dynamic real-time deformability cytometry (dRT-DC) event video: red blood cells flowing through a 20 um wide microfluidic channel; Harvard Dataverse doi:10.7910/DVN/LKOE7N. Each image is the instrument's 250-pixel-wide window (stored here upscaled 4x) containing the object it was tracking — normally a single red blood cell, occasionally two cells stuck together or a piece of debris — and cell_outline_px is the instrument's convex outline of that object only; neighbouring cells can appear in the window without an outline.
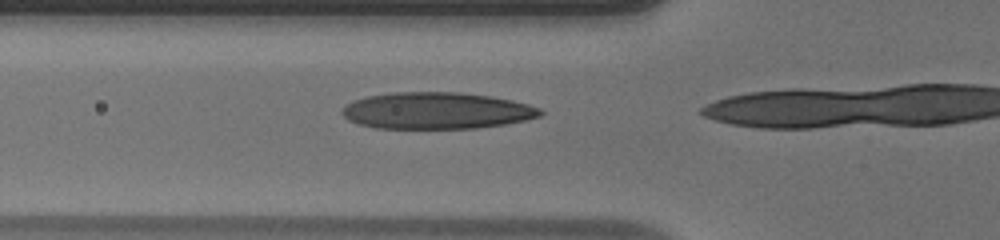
{"species": "human", "species_latin": "Homo sapiens", "temperature_condition": "warm", "stored_images_in_passage": 15, "camera_frame_rate_fps": 3000, "um_per_image_px": 0.085, "donor": {"sex": "male"}, "frame": {"image": 1, "passage_image": 12, "time_ms": 3.667, "image_size_px": [1000, 240], "cell_outline_px": [[544, 112], [540, 116], [524, 120], [504, 124], [476, 128], [376, 128], [356, 124], [348, 120], [340, 112], [344, 104], [352, 100], [368, 96], [392, 92], [460, 92], [492, 96], [512, 100], [528, 104], [540, 108]], "centroid_in_image_um": [37.07, 9.4], "position_along_channel_um": 88.7, "area_um2": 42.6}}